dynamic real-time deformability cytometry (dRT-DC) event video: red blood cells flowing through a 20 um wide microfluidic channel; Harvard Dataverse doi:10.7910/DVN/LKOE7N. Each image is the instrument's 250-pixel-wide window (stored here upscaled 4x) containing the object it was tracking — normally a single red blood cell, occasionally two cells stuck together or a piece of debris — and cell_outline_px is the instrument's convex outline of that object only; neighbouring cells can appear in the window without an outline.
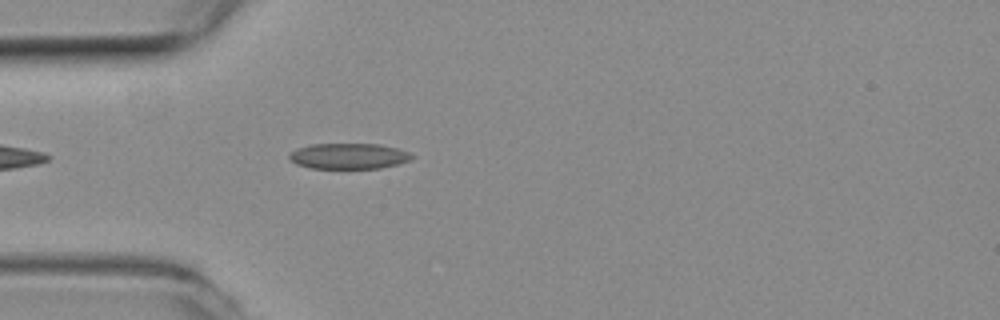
{"species": "common noctule bat (a hibernating species)", "species_latin": "Nyctalus noctula", "temperature_condition": "room temperature", "stored_images_in_passage": 26, "camera_frame_rate_fps": 3000, "um_per_image_px": 0.085, "animal": {"sex": "female", "body_mass_g": 19.3, "forearm_length_mm": 54.1}, "frame": {"image": 1, "passage_image": 2, "time_ms": 0.333, "image_size_px": [1000, 320], "cell_outline_px": [[416, 156], [408, 160], [396, 164], [380, 168], [308, 168], [296, 164], [288, 160], [288, 156], [296, 148], [312, 144], [380, 144], [396, 148], [408, 152]], "centroid_in_image_um": [29.59, 13.27], "position_along_channel_um": 55.4, "area_um2": 18.32}}
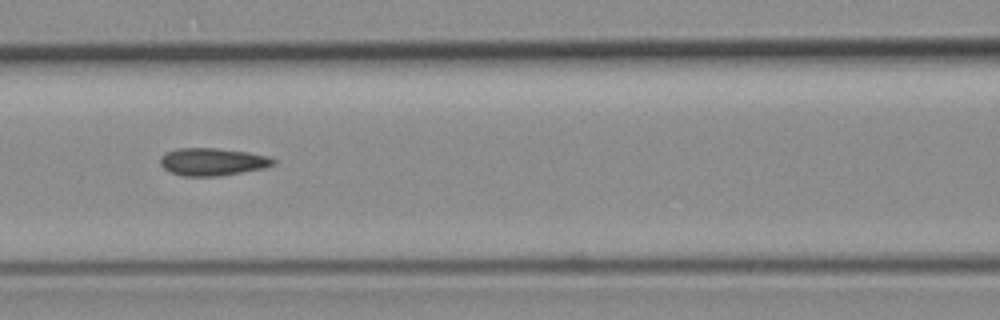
{"frame": {"image": 2, "passage_image": 10, "time_ms": 3.0, "image_size_px": [1000, 320], "cell_outline_px": [[276, 164], [264, 168], [220, 176], [184, 176], [172, 172], [164, 168], [160, 164], [160, 156], [164, 152], [176, 148], [216, 148], [248, 152], [268, 156], [276, 160]], "centroid_in_image_um": [18.06, 13.74], "position_along_channel_um": 148.5, "area_um2": 18.26}}
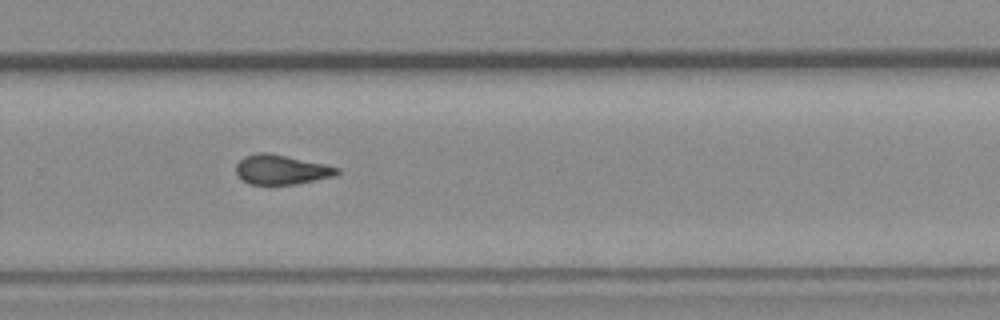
{"frame": {"image": 3, "passage_image": 23, "time_ms": 7.333, "image_size_px": [1000, 320], "cell_outline_px": [[340, 172], [336, 176], [296, 184], [252, 184], [244, 180], [236, 172], [236, 164], [244, 156], [256, 152], [268, 152], [324, 164], [340, 168]], "centroid_in_image_um": [23.93, 14.41], "position_along_channel_um": 305.9, "area_um2": 17.34}}